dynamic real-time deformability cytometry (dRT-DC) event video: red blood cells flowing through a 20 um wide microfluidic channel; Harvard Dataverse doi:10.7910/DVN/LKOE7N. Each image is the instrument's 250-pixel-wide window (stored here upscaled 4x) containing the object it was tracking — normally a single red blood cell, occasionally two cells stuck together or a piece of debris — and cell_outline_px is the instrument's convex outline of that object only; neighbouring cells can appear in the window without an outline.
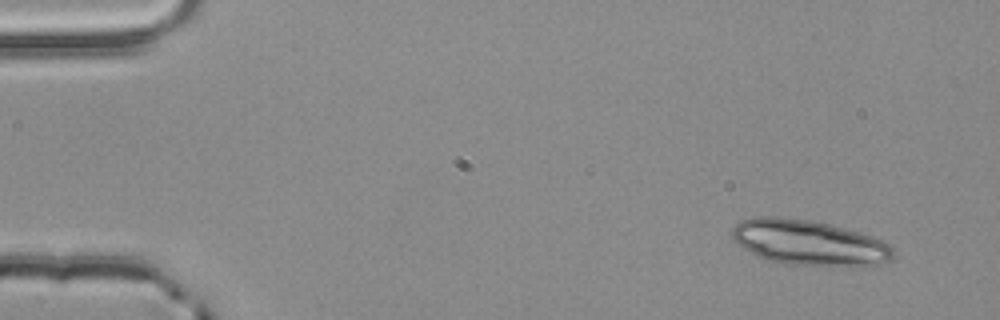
{"species": "common noctule bat (a hibernating species)", "species_latin": "Nyctalus noctula", "temperature_condition": "room temperature", "stored_images_in_passage": 3, "camera_frame_rate_fps": 3000, "um_per_image_px": 0.085, "animal": {"sex": "male", "body_mass_g": 20.4}, "frame": {"image": 1, "passage_image": 1, "time_ms": 0.0, "image_size_px": [1000, 320], "cell_outline_px": [[892, 260], [876, 264], [788, 264], [768, 260], [756, 256], [744, 248], [732, 236], [732, 228], [740, 220], [756, 216], [780, 216], [812, 220], [860, 232], [872, 236], [888, 244], [892, 248]], "centroid_in_image_um": [68.7, 20.58], "position_along_channel_um": 16.3, "area_um2": 41.67}}